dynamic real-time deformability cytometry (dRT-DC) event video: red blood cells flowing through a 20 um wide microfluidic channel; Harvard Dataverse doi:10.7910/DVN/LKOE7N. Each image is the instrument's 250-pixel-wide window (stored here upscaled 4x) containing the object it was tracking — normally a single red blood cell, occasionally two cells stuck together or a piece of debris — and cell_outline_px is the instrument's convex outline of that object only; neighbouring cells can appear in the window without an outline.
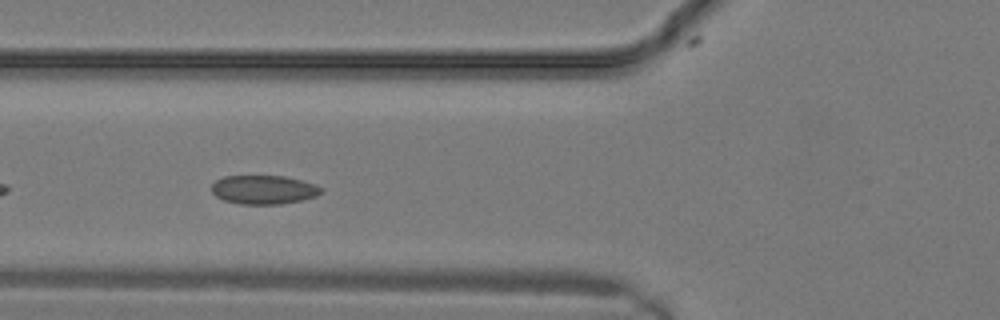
{"species": "common noctule bat (a hibernating species)", "species_latin": "Nyctalus noctula", "temperature_condition": "warm", "stored_images_in_passage": 12, "camera_frame_rate_fps": 3000, "um_per_image_px": 0.085, "animal": {"sex": "male", "body_mass_g": 19.2, "forearm_length_mm": 51.8}, "frame": {"image": 1, "passage_image": 6, "time_ms": 1.667, "image_size_px": [1000, 320], "cell_outline_px": [[320, 192], [316, 196], [304, 200], [280, 204], [240, 204], [224, 200], [216, 196], [212, 192], [212, 184], [216, 180], [224, 176], [284, 176], [300, 180], [312, 184], [320, 188]], "centroid_in_image_um": [22.37, 16.13], "position_along_channel_um": 103.4, "area_um2": 18.21}}
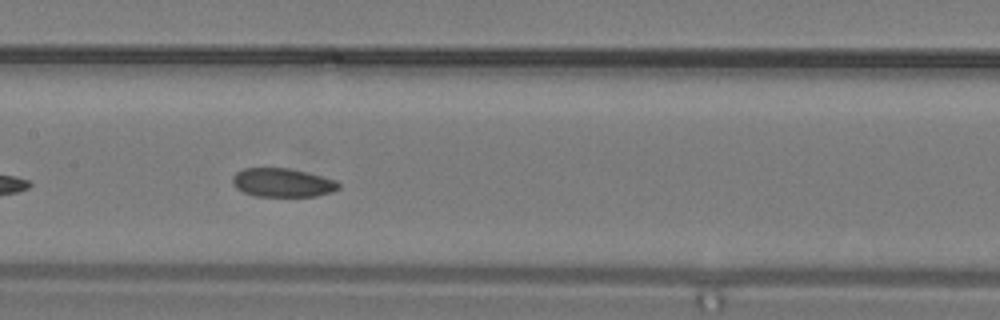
{"frame": {"image": 2, "passage_image": 9, "time_ms": 2.667, "image_size_px": [1000, 320], "cell_outline_px": [[340, 188], [332, 192], [316, 196], [256, 196], [244, 192], [236, 188], [232, 184], [232, 176], [236, 172], [244, 168], [288, 168], [336, 180], [340, 184]], "centroid_in_image_um": [23.99, 15.53], "position_along_channel_um": 183.4, "area_um2": 17.69}}
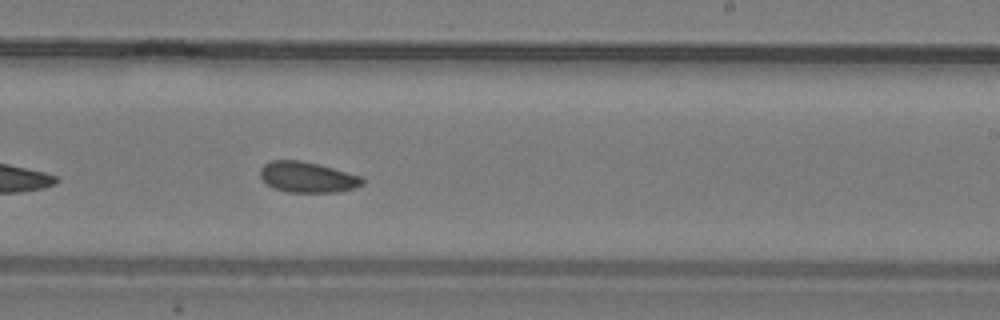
{"frame": {"image": 3, "passage_image": 12, "time_ms": 3.667, "image_size_px": [1000, 320], "cell_outline_px": [[364, 184], [352, 188], [336, 192], [288, 192], [276, 188], [268, 184], [260, 176], [260, 168], [268, 160], [300, 160], [332, 168], [360, 176], [364, 180]], "centroid_in_image_um": [26.1, 15.05], "position_along_channel_um": 262.9, "area_um2": 17.98}}